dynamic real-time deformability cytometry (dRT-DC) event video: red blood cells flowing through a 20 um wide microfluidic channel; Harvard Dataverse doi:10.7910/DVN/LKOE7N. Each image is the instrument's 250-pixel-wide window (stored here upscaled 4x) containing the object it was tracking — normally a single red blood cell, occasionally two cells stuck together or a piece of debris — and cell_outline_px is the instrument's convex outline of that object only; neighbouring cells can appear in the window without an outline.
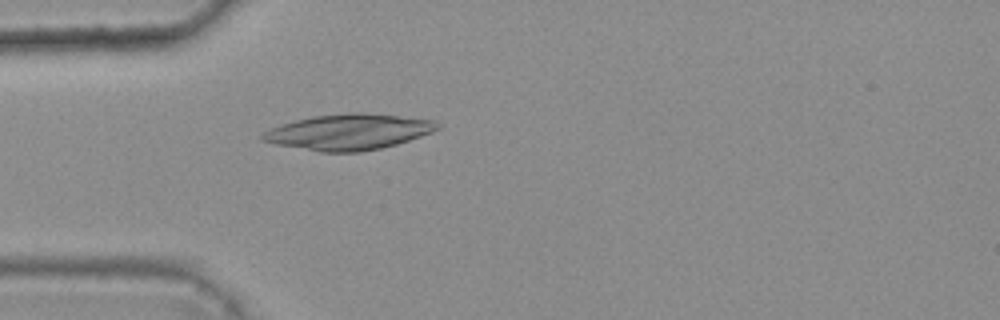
{"species": "common noctule bat (a hibernating species)", "species_latin": "Nyctalus noctula", "temperature_condition": "warm", "stored_images_in_passage": 4, "camera_frame_rate_fps": 3000, "um_per_image_px": 0.085, "animal": {"sex": "female", "body_mass_g": 25.1}, "frame": {"image": 1, "passage_image": 4, "time_ms": 1.0, "image_size_px": [1000, 320], "cell_outline_px": [[440, 128], [432, 132], [396, 144], [380, 148], [360, 152], [320, 152], [276, 144], [260, 140], [260, 136], [264, 132], [280, 124], [312, 116], [348, 112], [364, 112], [436, 120], [440, 124]], "centroid_in_image_um": [29.63, 11.2], "position_along_channel_um": 55.4, "area_um2": 36.47}}